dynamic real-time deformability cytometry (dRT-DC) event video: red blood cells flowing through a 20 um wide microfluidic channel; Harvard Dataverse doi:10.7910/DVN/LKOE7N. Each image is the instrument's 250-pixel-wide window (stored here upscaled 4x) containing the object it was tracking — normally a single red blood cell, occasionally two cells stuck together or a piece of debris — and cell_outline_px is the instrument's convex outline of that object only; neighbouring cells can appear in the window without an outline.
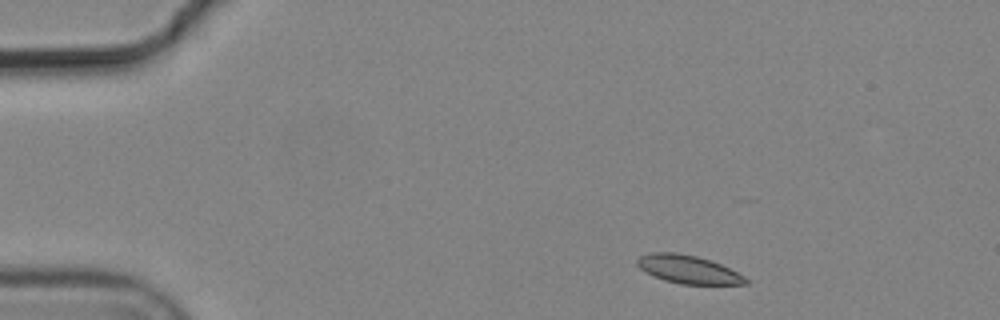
{"species": "common noctule bat (a hibernating species)", "species_latin": "Nyctalus noctula", "temperature_condition": "cold", "stored_images_in_passage": 4, "camera_frame_rate_fps": 3000, "um_per_image_px": 0.085, "animal": {"sex": "male", "body_mass_g": 19.2, "forearm_length_mm": 51.8}, "frame": {"image": 1, "passage_image": 1, "time_ms": 0.0, "image_size_px": [1000, 320], "cell_outline_px": [[748, 284], [680, 284], [664, 280], [644, 272], [636, 264], [636, 260], [640, 256], [652, 252], [676, 252], [696, 256], [712, 260], [744, 276], [748, 280]], "centroid_in_image_um": [58.46, 22.89], "position_along_channel_um": 26.5, "area_um2": 17.8}}
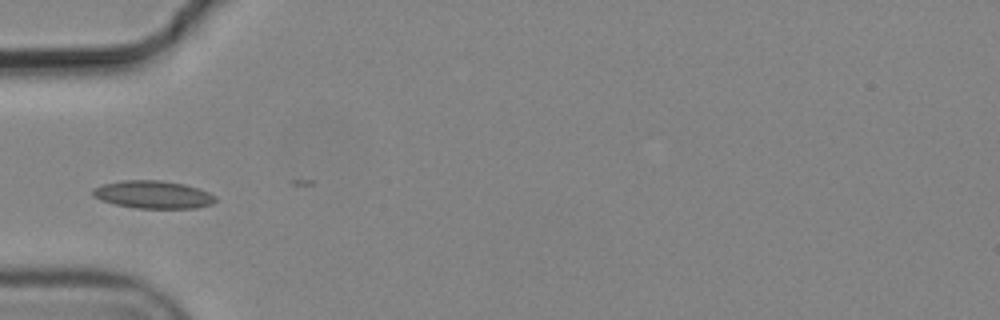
{"frame": {"image": 2, "passage_image": 4, "time_ms": 1.0, "image_size_px": [1000, 320], "cell_outline_px": [[216, 200], [212, 204], [196, 208], [136, 208], [116, 204], [100, 200], [92, 196], [92, 188], [100, 184], [124, 180], [160, 180], [184, 184], [200, 188], [216, 196]], "centroid_in_image_um": [13.0, 16.53], "position_along_channel_um": 72.0, "area_um2": 20.0}}